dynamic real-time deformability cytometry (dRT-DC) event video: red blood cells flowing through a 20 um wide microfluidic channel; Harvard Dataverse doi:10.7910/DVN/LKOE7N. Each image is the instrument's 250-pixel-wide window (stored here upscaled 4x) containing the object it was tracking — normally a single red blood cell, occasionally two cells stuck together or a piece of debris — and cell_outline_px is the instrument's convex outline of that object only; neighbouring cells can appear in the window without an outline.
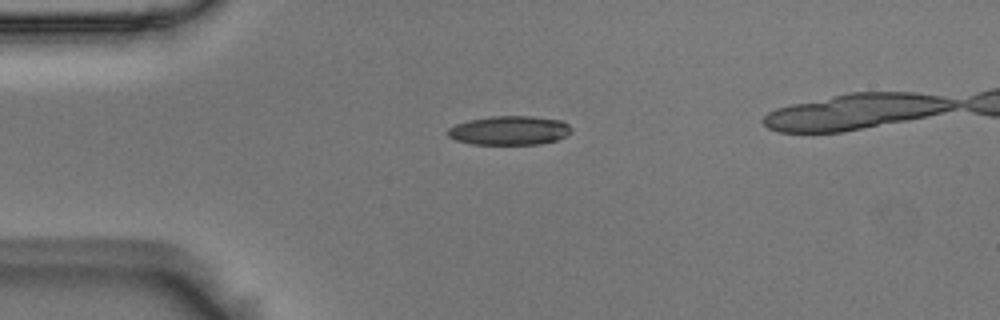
{"species": "Egyptian fruit bat (a non-hibernating species)", "species_latin": "Rousettus aegyptiacus", "temperature_condition": "room temperature", "stored_images_in_passage": 37, "camera_frame_rate_fps": 3000, "um_per_image_px": 0.085, "animal": {"sex": "male"}, "frame": {"image": 1, "passage_image": 1, "time_ms": 0.0, "image_size_px": [1000, 320], "cell_outline_px": [[572, 132], [556, 140], [540, 144], [472, 144], [456, 140], [448, 136], [448, 128], [456, 124], [468, 120], [492, 116], [532, 116], [560, 120], [568, 124], [572, 128]], "centroid_in_image_um": [43.31, 11.08], "position_along_channel_um": 41.7, "area_um2": 20.87}}
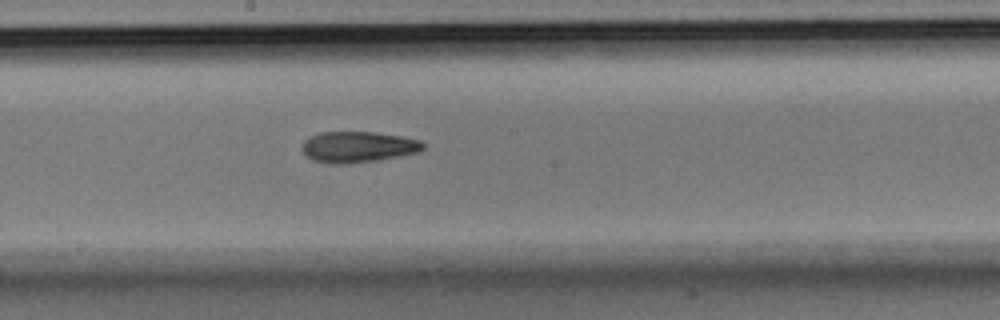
{"frame": {"image": 2, "passage_image": 17, "time_ms": 5.333, "image_size_px": [1000, 320], "cell_outline_px": [[424, 148], [420, 152], [376, 160], [348, 164], [336, 164], [312, 160], [304, 156], [300, 148], [304, 140], [320, 132], [376, 132], [404, 136], [420, 140], [424, 144]], "centroid_in_image_um": [30.41, 12.49], "position_along_channel_um": 217.8, "area_um2": 22.08}}
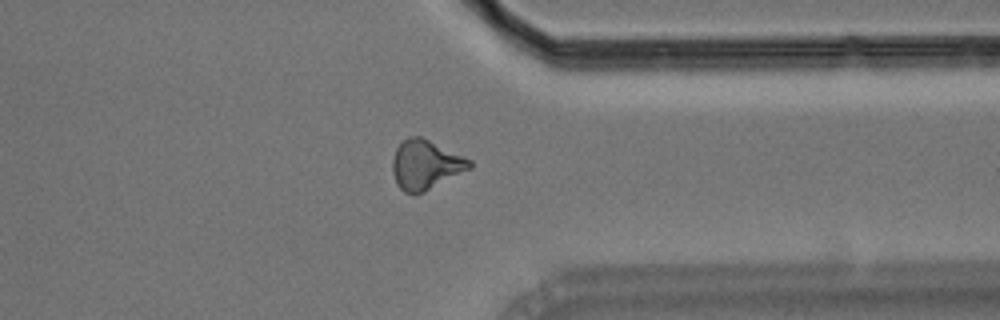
{"frame": {"image": 3, "passage_image": 30, "time_ms": 9.667, "image_size_px": [1000, 320], "cell_outline_px": [[472, 168], [416, 196], [412, 196], [404, 192], [396, 184], [392, 172], [392, 160], [396, 148], [408, 136], [420, 136], [464, 156], [472, 160]], "centroid_in_image_um": [36.16, 14.03], "position_along_channel_um": 375.2, "area_um2": 22.43}}